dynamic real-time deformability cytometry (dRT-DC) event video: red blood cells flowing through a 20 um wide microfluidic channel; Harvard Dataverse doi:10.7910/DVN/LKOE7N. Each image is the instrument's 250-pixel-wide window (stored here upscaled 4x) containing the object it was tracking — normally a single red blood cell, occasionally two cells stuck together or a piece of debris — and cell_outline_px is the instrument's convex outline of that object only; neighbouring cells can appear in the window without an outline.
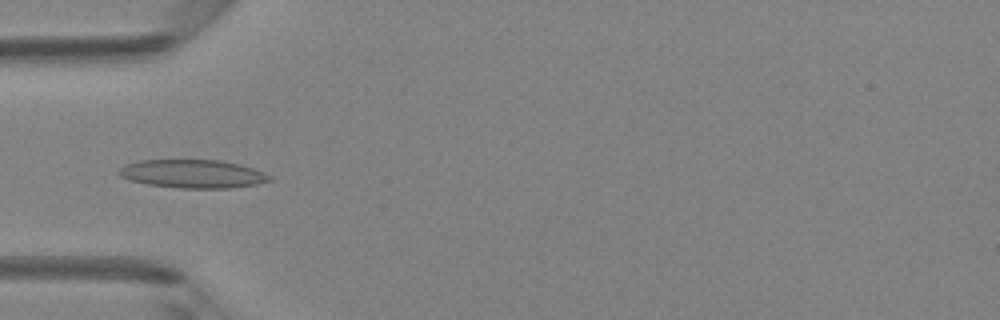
{"species": "Egyptian fruit bat (a non-hibernating species)", "species_latin": "Rousettus aegyptiacus", "temperature_condition": "room temperature", "stored_images_in_passage": 47, "camera_frame_rate_fps": 3000, "um_per_image_px": 0.085, "animal": {"sex": "female"}, "frame": {"image": 1, "passage_image": 15, "time_ms": 4.667, "image_size_px": [1000, 320], "cell_outline_px": [[272, 180], [256, 184], [232, 188], [180, 188], [148, 184], [128, 180], [120, 176], [116, 172], [124, 164], [140, 160], [220, 160], [240, 164], [252, 168], [272, 176]], "centroid_in_image_um": [16.35, 14.77], "position_along_channel_um": 68.6, "area_um2": 24.97}}
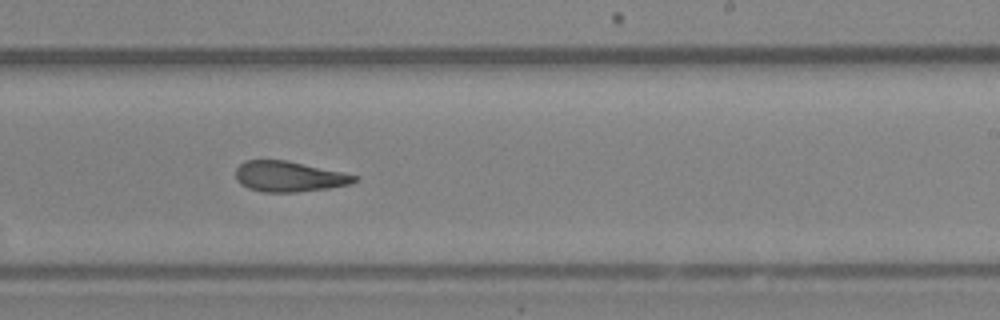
{"frame": {"image": 2, "passage_image": 29, "time_ms": 9.333, "image_size_px": [1000, 320], "cell_outline_px": [[360, 176], [352, 184], [328, 188], [296, 192], [264, 192], [248, 188], [240, 184], [236, 180], [236, 168], [244, 160], [288, 160]], "centroid_in_image_um": [24.56, 15.0], "position_along_channel_um": 264.4, "area_um2": 21.21}}
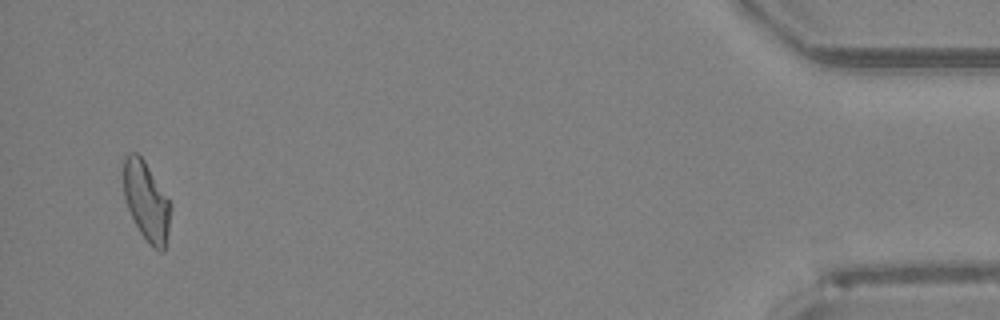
{"frame": {"image": 3, "passage_image": 46, "time_ms": 15.0, "image_size_px": [1000, 320], "cell_outline_px": [[172, 208], [168, 232], [164, 252], [160, 252], [152, 248], [140, 232], [128, 208], [124, 196], [124, 156], [128, 152], [136, 152], [144, 160], [172, 204]], "centroid_in_image_um": [12.47, 17.12], "position_along_channel_um": 422.7, "area_um2": 21.73}, "authors_computed_cell_mechanics": {"area_um2": 22.3686, "velocity_mm_per_s": 4.2116, "shape_relaxation_time_tau1_ms": null, "shape_relaxation_time_tau2_ms": 8.0246, "deformation_change_tau1": null, "deformation_change_tau2": 0.1824}}